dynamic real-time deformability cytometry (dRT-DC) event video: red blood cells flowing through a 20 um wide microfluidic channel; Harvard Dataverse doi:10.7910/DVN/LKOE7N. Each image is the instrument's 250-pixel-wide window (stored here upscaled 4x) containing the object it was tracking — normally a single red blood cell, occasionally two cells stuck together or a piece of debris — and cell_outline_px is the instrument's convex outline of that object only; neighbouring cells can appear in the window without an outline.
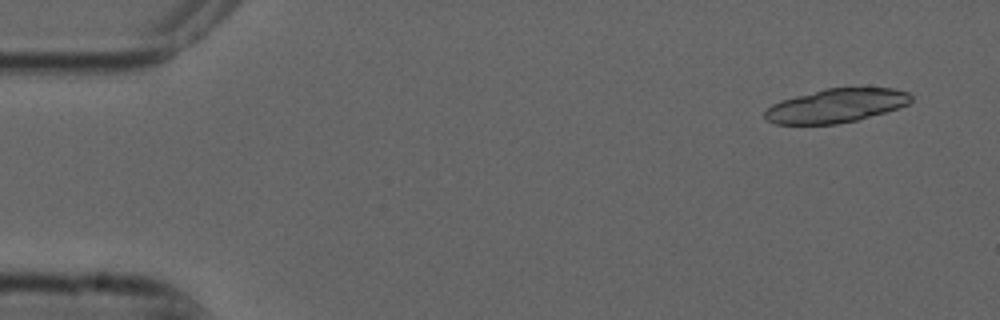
{"species": "common noctule bat (a hibernating species)", "species_latin": "Nyctalus noctula", "temperature_condition": "cold", "stored_images_in_passage": 3, "camera_frame_rate_fps": 3000, "um_per_image_px": 0.085, "animal": {"sex": "male", "forearm_length_mm": 52.5}, "frame": {"image": 1, "passage_image": 1, "time_ms": 0.0, "image_size_px": [1000, 320], "cell_outline_px": [[912, 100], [908, 104], [900, 108], [856, 120], [836, 124], [776, 124], [764, 120], [764, 112], [772, 104], [780, 100], [824, 88], [892, 88], [908, 92], [912, 96]], "centroid_in_image_um": [71.05, 8.98], "position_along_channel_um": 13.9, "area_um2": 28.9}}